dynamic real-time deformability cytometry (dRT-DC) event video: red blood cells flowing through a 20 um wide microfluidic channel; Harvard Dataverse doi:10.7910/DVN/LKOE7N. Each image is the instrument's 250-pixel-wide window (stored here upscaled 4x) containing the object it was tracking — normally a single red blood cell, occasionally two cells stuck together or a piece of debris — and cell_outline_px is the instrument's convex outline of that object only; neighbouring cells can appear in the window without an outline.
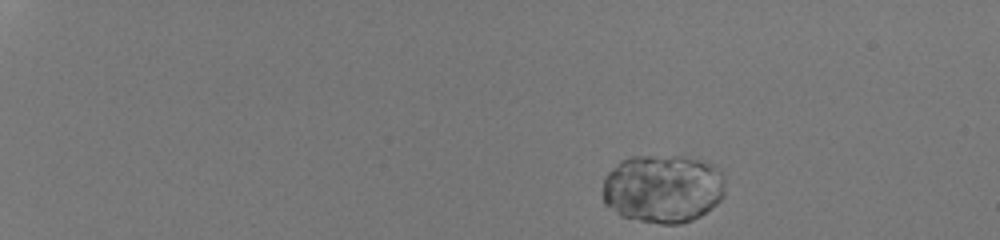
{"species": "human", "species_latin": "Homo sapiens", "temperature_condition": "room temperature", "stored_images_in_passage": 46, "camera_frame_rate_fps": 3000, "um_per_image_px": 0.085, "donor": {"sex": "male"}, "frame": {"image": 1, "passage_image": 2, "time_ms": 0.333, "image_size_px": [1000, 240], "cell_outline_px": [[724, 196], [716, 204], [700, 216], [692, 220], [676, 224], [660, 224], [640, 220], [624, 216], [604, 204], [604, 176], [620, 160], [632, 156], [676, 156], [696, 160], [712, 164], [720, 168], [724, 176]], "centroid_in_image_um": [56.36, 16.02], "position_along_channel_um": 28.6, "area_um2": 48.78}}
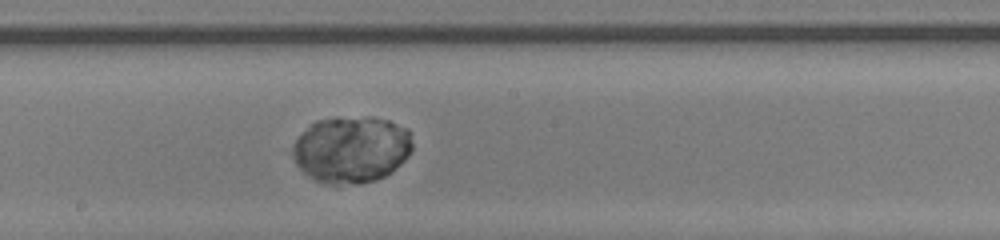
{"frame": {"image": 2, "passage_image": 27, "time_ms": 8.667, "image_size_px": [1000, 240], "cell_outline_px": [[412, 148], [408, 156], [400, 164], [384, 176], [376, 180], [356, 184], [328, 184], [316, 180], [308, 176], [296, 164], [292, 156], [292, 148], [296, 140], [316, 120], [336, 116], [364, 116], [388, 120], [408, 128], [412, 144]], "centroid_in_image_um": [29.86, 12.68], "position_along_channel_um": 218.3, "area_um2": 46.76}}
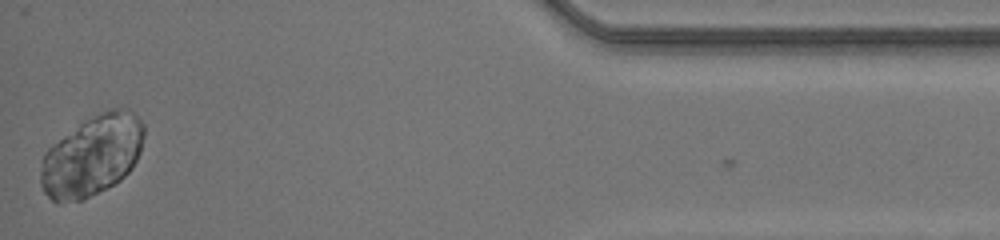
{"frame": {"image": 3, "passage_image": 46, "time_ms": 15.0, "image_size_px": [1000, 240], "cell_outline_px": [[144, 136], [140, 152], [132, 168], [120, 180], [84, 200], [60, 204], [52, 200], [44, 192], [40, 184], [40, 160], [44, 152], [52, 144], [84, 120], [108, 108], [128, 108], [144, 124]], "centroid_in_image_um": [7.8, 13.24], "position_along_channel_um": 427.4, "area_um2": 49.01}}